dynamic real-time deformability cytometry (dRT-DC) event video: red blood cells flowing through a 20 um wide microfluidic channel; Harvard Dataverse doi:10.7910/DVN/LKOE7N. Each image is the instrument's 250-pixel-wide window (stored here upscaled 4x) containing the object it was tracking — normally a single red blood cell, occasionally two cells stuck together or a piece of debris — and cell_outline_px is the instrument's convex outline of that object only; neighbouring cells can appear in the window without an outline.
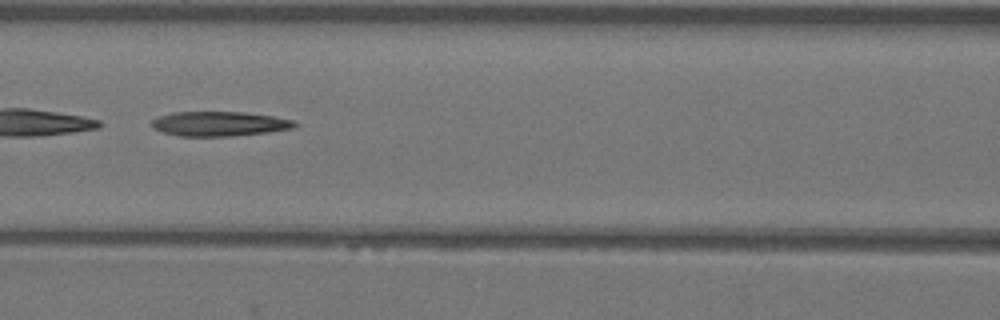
{"species": "Egyptian fruit bat (a non-hibernating species)", "species_latin": "Rousettus aegyptiacus", "temperature_condition": "warm", "stored_images_in_passage": 50, "camera_frame_rate_fps": 3000, "um_per_image_px": 0.085, "animal": {"sex": "female"}, "frame": {"image": 1, "passage_image": 22, "time_ms": 7.0, "image_size_px": [1000, 320], "cell_outline_px": [[300, 124], [296, 128], [268, 132], [232, 136], [180, 136], [164, 132], [152, 128], [152, 120], [160, 116], [172, 112], [244, 112], [272, 116], [296, 120]], "centroid_in_image_um": [18.72, 10.52], "position_along_channel_um": 147.9, "area_um2": 20.63}, "authors_computed_cell_mechanics": {"area_um2": 21.964, "velocity_mm_per_s": 3.9589, "shape_relaxation_time_tau1_ms": null, "shape_relaxation_time_tau2_ms": 9.9316, "deformation_change_tau1": null, "deformation_change_tau2": 0.2715}}